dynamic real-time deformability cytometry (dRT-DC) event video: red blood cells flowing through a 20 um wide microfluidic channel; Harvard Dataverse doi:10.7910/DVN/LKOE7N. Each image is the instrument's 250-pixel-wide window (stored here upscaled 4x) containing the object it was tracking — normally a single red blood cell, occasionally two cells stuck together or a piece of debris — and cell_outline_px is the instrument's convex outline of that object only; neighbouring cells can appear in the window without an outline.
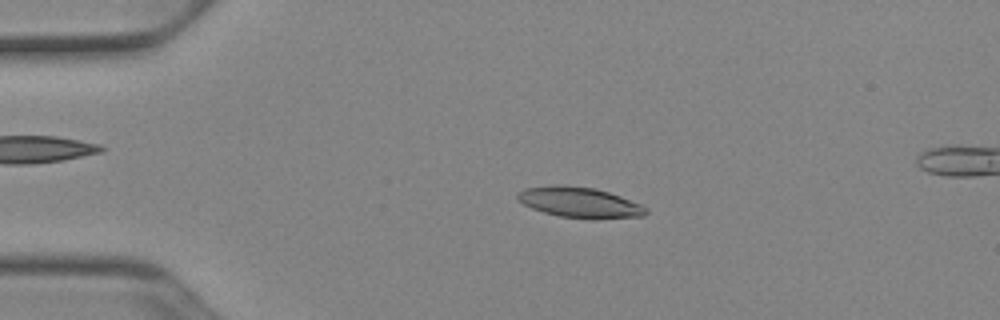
{"species": "Egyptian fruit bat (a non-hibernating species)", "species_latin": "Rousettus aegyptiacus", "temperature_condition": "cold", "stored_images_in_passage": 52, "camera_frame_rate_fps": 3000, "um_per_image_px": 0.085, "animal": {"sex": "female"}, "frame": {"image": 1, "passage_image": 11, "time_ms": 3.333, "image_size_px": [1000, 320], "cell_outline_px": [[648, 212], [644, 216], [596, 220], [560, 216], [544, 212], [532, 208], [516, 200], [516, 192], [524, 188], [552, 184], [560, 184], [596, 188], [620, 196], [640, 204], [648, 208]], "centroid_in_image_um": [49.25, 17.2], "position_along_channel_um": 35.7, "area_um2": 23.29}}
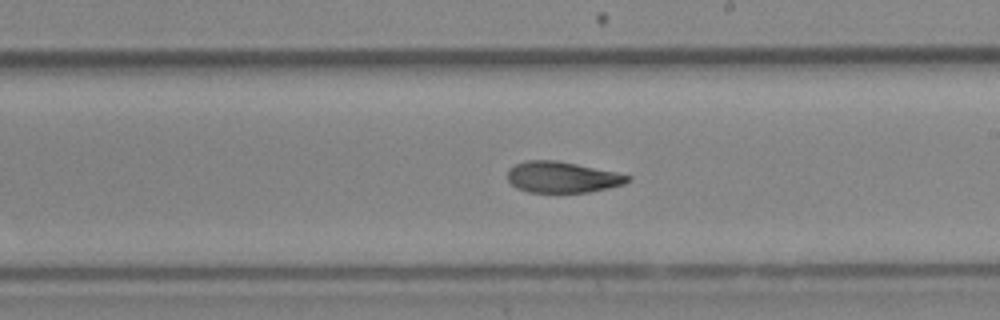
{"frame": {"image": 2, "passage_image": 30, "time_ms": 9.667, "image_size_px": [1000, 320], "cell_outline_px": [[632, 180], [624, 184], [608, 188], [588, 192], [528, 192], [516, 188], [508, 180], [508, 168], [524, 160], [556, 160], [616, 172], [632, 176]], "centroid_in_image_um": [47.79, 15.06], "position_along_channel_um": 241.2, "area_um2": 21.79}}
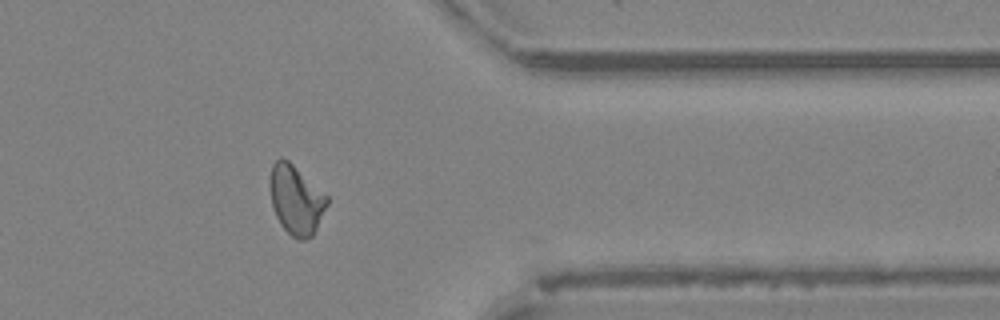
{"frame": {"image": 3, "passage_image": 42, "time_ms": 13.667, "image_size_px": [1000, 320], "cell_outline_px": [[328, 204], [312, 236], [304, 240], [296, 240], [280, 224], [272, 208], [268, 184], [272, 164], [280, 156], [288, 160], [328, 196]], "centroid_in_image_um": [25.13, 16.97], "position_along_channel_um": 386.3, "area_um2": 23.18}, "authors_computed_cell_mechanics": {"area_um2": 22.4264, "velocity_mm_per_s": 3.911, "shape_relaxation_time_tau1_ms": 6.5557, "shape_relaxation_time_tau2_ms": 3.1237, "deformation_change_tau1": 0.1689, "deformation_change_tau2": 0.0976}}